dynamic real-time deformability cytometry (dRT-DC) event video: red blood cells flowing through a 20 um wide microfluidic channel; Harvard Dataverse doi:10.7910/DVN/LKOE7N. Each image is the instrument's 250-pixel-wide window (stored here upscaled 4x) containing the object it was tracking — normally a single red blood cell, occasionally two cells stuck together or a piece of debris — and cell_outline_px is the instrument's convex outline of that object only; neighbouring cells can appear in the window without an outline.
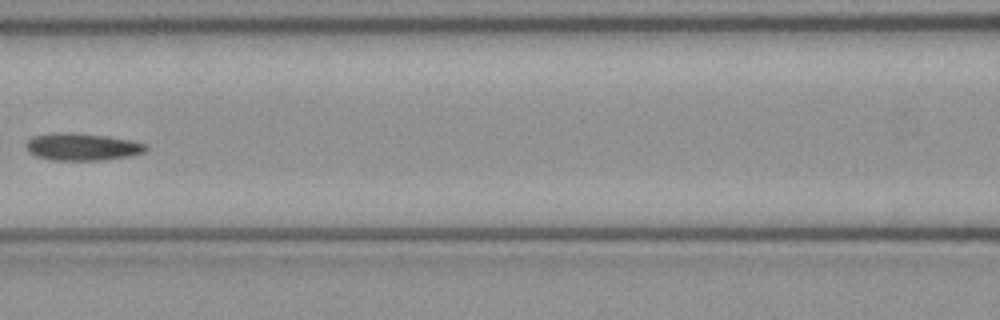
{"species": "common noctule bat (a hibernating species)", "species_latin": "Nyctalus noctula", "temperature_condition": "cold", "stored_images_in_passage": 5, "camera_frame_rate_fps": 3000, "um_per_image_px": 0.085, "animal": {"sex": "female", "body_mass_g": 21.9}, "frame": {"image": 1, "passage_image": 5, "time_ms": 1.333, "image_size_px": [1000, 320], "cell_outline_px": [[148, 148], [144, 152], [132, 156], [104, 160], [48, 160], [36, 156], [28, 152], [24, 148], [24, 144], [32, 136], [52, 132], [76, 132], [108, 136], [132, 140], [148, 144]], "centroid_in_image_um": [6.97, 12.47], "position_along_channel_um": 159.6, "area_um2": 19.65}}